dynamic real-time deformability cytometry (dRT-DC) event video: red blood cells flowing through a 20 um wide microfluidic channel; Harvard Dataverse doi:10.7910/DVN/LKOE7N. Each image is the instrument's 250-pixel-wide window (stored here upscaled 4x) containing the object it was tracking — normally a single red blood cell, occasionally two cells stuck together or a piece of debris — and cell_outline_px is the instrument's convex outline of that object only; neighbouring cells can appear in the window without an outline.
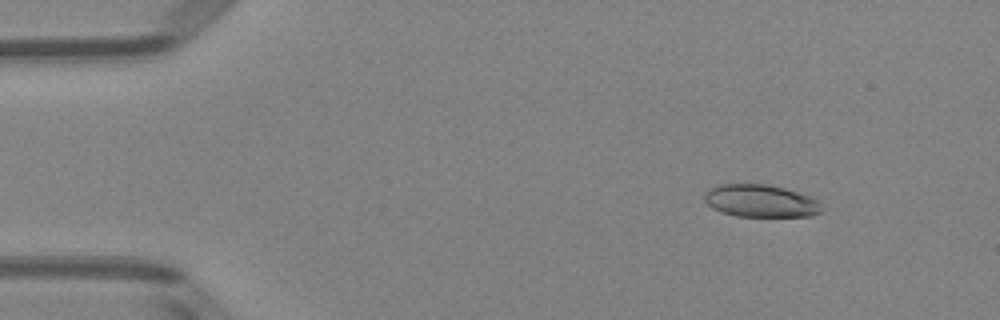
{"species": "Egyptian fruit bat (a non-hibernating species)", "species_latin": "Rousettus aegyptiacus", "temperature_condition": "room temperature", "stored_images_in_passage": 52, "camera_frame_rate_fps": 3000, "um_per_image_px": 0.085, "animal": {"sex": "female"}, "frame": {"image": 1, "passage_image": 7, "time_ms": 2.0, "image_size_px": [1000, 320], "cell_outline_px": [[820, 212], [812, 216], [736, 216], [712, 208], [704, 200], [704, 192], [708, 188], [716, 184], [768, 184], [784, 188], [812, 196], [820, 200]], "centroid_in_image_um": [64.64, 17.06], "position_along_channel_um": 20.4, "area_um2": 22.37}}
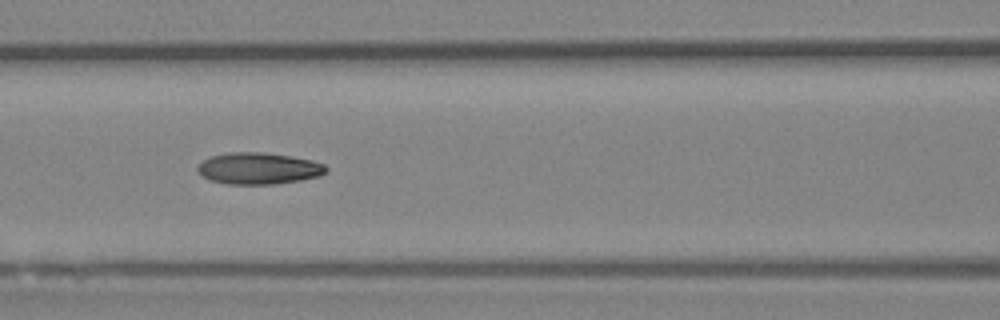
{"frame": {"image": 2, "passage_image": 23, "time_ms": 7.333, "image_size_px": [1000, 320], "cell_outline_px": [[328, 168], [320, 176], [300, 180], [276, 184], [228, 184], [208, 180], [196, 168], [204, 160], [212, 156], [232, 152], [264, 152], [292, 156], [312, 160], [324, 164]], "centroid_in_image_um": [22.0, 14.31], "position_along_channel_um": 144.6, "area_um2": 23.58}}
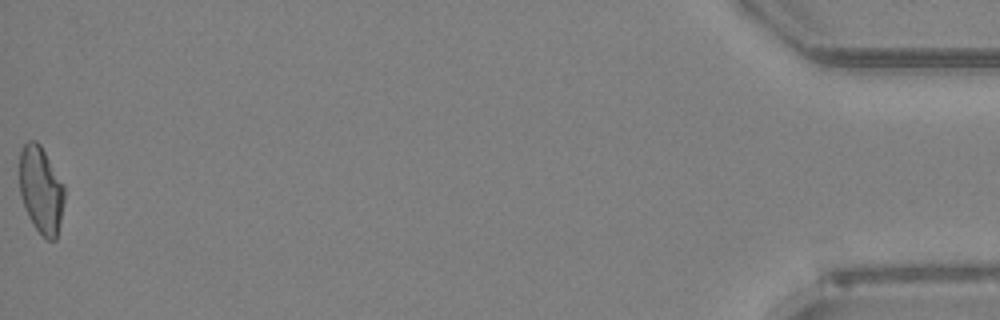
{"frame": {"image": 3, "passage_image": 52, "time_ms": 17.0, "image_size_px": [1000, 320], "cell_outline_px": [[64, 200], [56, 240], [48, 240], [32, 224], [24, 208], [20, 196], [20, 148], [28, 140], [36, 140], [40, 144], [64, 184]], "centroid_in_image_um": [3.47, 16.12], "position_along_channel_um": 431.7, "area_um2": 22.77}, "authors_computed_cell_mechanics": {"area_um2": 23.0333, "velocity_mm_per_s": 3.9926, "shape_relaxation_time_tau1_ms": 5.382, "shape_relaxation_time_tau2_ms": 3.1221, "deformation_change_tau1": 0.1678, "deformation_change_tau2": 0.0958}}